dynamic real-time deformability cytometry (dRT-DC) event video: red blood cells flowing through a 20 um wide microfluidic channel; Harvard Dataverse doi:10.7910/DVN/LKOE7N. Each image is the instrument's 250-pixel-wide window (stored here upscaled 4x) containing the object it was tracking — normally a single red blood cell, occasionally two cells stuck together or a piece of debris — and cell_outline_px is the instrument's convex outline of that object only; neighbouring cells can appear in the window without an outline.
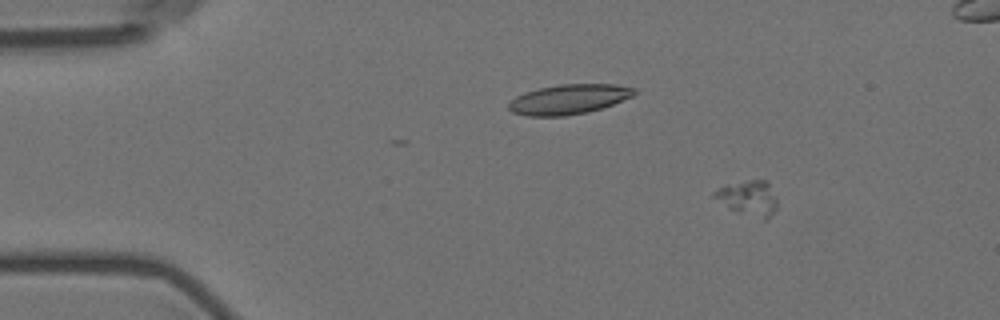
{"species": "Egyptian fruit bat (a non-hibernating species)", "species_latin": "Rousettus aegyptiacus", "temperature_condition": "room temperature", "stored_images_in_passage": 5, "camera_frame_rate_fps": 3000, "um_per_image_px": 0.085, "animal": {"sex": "female"}, "frame": {"image": 1, "passage_image": 2, "time_ms": 1.0, "image_size_px": [1000, 320], "cell_outline_px": [[776, 208], [768, 220], [764, 220], [728, 208], [712, 196], [712, 192], [724, 184], [752, 180], [768, 180], [776, 196]], "centroid_in_image_um": [63.62, 16.82], "position_along_channel_um": 21.4, "area_um2": 12.95}}